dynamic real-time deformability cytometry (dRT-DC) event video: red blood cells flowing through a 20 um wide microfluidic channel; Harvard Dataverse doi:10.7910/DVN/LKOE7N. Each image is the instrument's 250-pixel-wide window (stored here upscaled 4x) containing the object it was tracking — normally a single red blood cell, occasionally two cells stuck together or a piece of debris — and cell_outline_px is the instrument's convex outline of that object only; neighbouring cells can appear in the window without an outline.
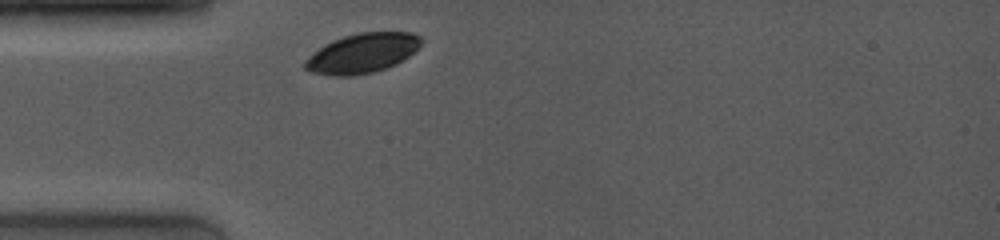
{"species": "common noctule bat (a hibernating species)", "species_latin": "Nyctalus noctula", "temperature_condition": "room temperature", "stored_images_in_passage": 1, "camera_frame_rate_fps": 4000, "um_per_image_px": 0.085, "animal": {"sex": "female", "body_mass_g": 19.0, "forearm_length_mm": 53.3}, "frame": {"image": 1, "passage_image": 1, "time_ms": 0.0, "image_size_px": [1000, 240], "cell_outline_px": [[424, 40], [408, 56], [396, 64], [372, 72], [356, 76], [332, 76], [312, 72], [304, 68], [304, 60], [324, 44], [332, 40], [344, 36], [360, 32], [412, 32], [420, 36]], "centroid_in_image_um": [30.77, 4.52], "position_along_channel_um": 54.2, "area_um2": 26.76}}